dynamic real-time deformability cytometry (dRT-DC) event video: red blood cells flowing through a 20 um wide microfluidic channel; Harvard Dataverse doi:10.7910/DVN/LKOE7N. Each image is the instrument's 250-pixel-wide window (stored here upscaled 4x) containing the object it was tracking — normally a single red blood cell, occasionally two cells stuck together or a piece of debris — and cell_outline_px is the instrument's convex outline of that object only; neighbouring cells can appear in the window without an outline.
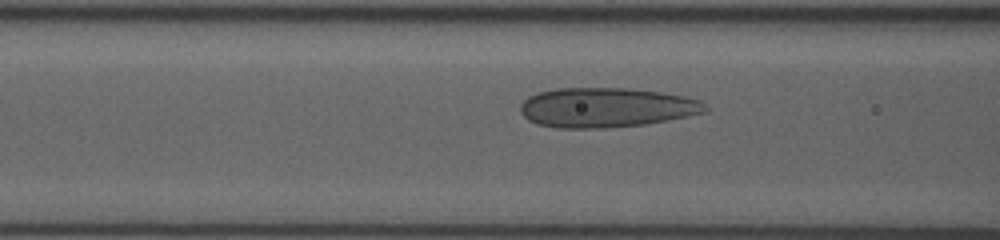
{"species": "human", "species_latin": "Homo sapiens", "temperature_condition": "room temperature", "stored_images_in_passage": 46, "camera_frame_rate_fps": 3000, "um_per_image_px": 0.085, "donor": {"sex": "female"}, "frame": {"image": 1, "passage_image": 14, "time_ms": 4.333, "image_size_px": [1000, 240], "cell_outline_px": [[708, 108], [704, 112], [688, 116], [644, 124], [604, 128], [556, 128], [536, 124], [528, 120], [520, 112], [520, 104], [528, 96], [536, 92], [556, 88], [624, 88], [660, 92], [684, 96], [700, 100]], "centroid_in_image_um": [51.47, 9.14], "position_along_channel_um": 115.1, "area_um2": 42.77}}
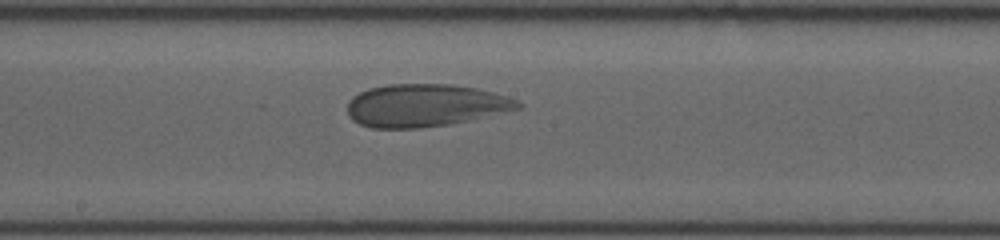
{"frame": {"image": 2, "passage_image": 22, "time_ms": 7.0, "image_size_px": [1000, 240], "cell_outline_px": [[524, 108], [448, 124], [420, 128], [372, 128], [360, 124], [352, 120], [348, 112], [348, 100], [352, 96], [368, 88], [388, 84], [452, 84], [476, 88], [508, 96], [520, 100], [524, 104]], "centroid_in_image_um": [36.16, 8.95], "position_along_channel_um": 212.0, "area_um2": 42.54}}
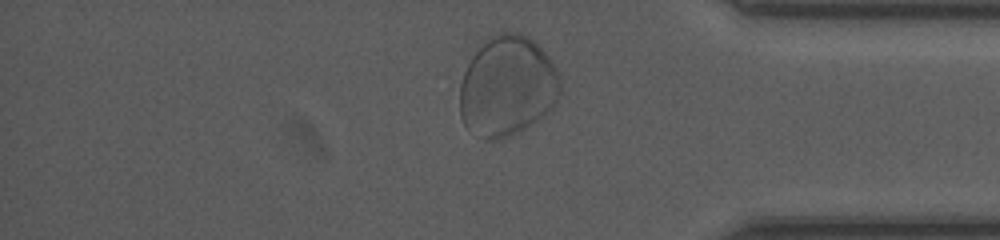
{"frame": {"image": 3, "passage_image": 38, "time_ms": 12.333, "image_size_px": [1000, 240], "cell_outline_px": [[560, 92], [556, 104], [536, 120], [520, 132], [512, 136], [492, 140], [488, 140], [464, 124], [460, 116], [460, 84], [464, 72], [472, 56], [484, 40], [488, 36], [496, 32], [520, 32], [528, 36], [552, 60], [560, 76]], "centroid_in_image_um": [43.13, 7.3], "position_along_channel_um": 392.1, "area_um2": 58.72}}